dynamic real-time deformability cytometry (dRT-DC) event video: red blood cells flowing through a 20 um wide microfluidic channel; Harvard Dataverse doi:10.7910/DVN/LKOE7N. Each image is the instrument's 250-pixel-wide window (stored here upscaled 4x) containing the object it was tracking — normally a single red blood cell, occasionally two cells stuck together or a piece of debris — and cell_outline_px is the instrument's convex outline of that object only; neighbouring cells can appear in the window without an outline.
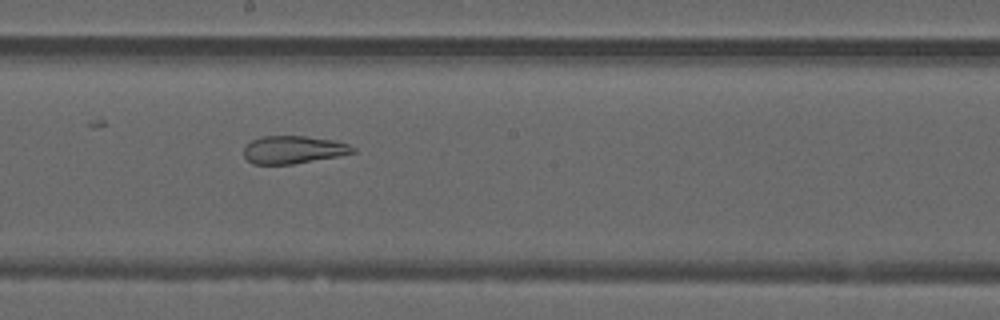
{"species": "common noctule bat (a hibernating species)", "species_latin": "Nyctalus noctula", "temperature_condition": "warm", "stored_images_in_passage": 51, "camera_frame_rate_fps": 3000, "um_per_image_px": 0.085, "animal": {"sex": "male", "forearm_length_mm": 52.5}, "frame": {"image": 1, "passage_image": 28, "time_ms": 9.0, "image_size_px": [1000, 320], "cell_outline_px": [[356, 152], [336, 156], [292, 164], [252, 164], [244, 156], [244, 148], [252, 140], [264, 136], [304, 136], [336, 140], [348, 144], [356, 148]], "centroid_in_image_um": [24.94, 12.72], "position_along_channel_um": 223.3, "area_um2": 17.51}}
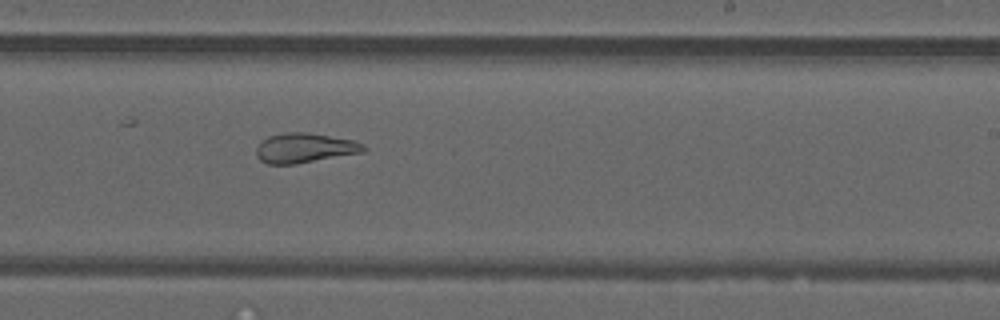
{"frame": {"image": 2, "passage_image": 31, "time_ms": 10.0, "image_size_px": [1000, 320], "cell_outline_px": [[368, 148], [364, 152], [296, 164], [268, 164], [260, 160], [256, 156], [256, 148], [268, 136], [284, 132], [308, 132], [352, 140], [364, 144]], "centroid_in_image_um": [25.91, 12.58], "position_along_channel_um": 263.1, "area_um2": 18.61}}
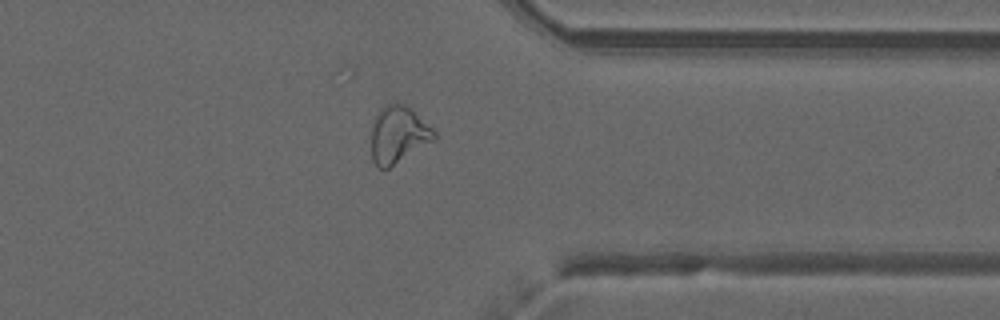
{"frame": {"image": 3, "passage_image": 40, "time_ms": 13.0, "image_size_px": [1000, 320], "cell_outline_px": [[436, 140], [388, 168], [380, 168], [372, 160], [372, 128], [376, 112], [380, 108], [388, 104], [408, 104], [436, 132]], "centroid_in_image_um": [33.88, 11.42], "position_along_channel_um": 377.5, "area_um2": 20.92}, "authors_computed_cell_mechanics": {"area_um2": 24.0448, "velocity_mm_per_s": 4.0233, "shape_relaxation_time_tau1_ms": null, "shape_relaxation_time_tau2_ms": 2.4242, "deformation_change_tau1": null, "deformation_change_tau2": 0.1211}}